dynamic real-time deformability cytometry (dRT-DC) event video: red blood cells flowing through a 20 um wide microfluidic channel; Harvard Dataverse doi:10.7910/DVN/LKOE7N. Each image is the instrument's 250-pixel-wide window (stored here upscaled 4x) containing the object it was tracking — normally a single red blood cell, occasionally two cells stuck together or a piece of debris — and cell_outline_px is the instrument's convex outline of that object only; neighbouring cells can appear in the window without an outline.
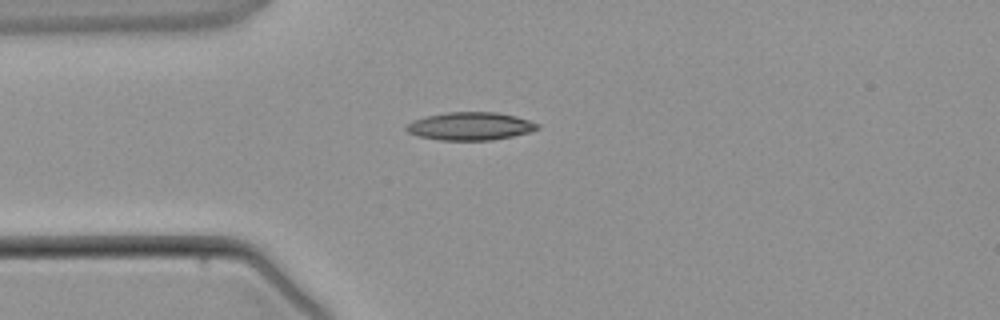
{"species": "common noctule bat (a hibernating species)", "species_latin": "Nyctalus noctula", "temperature_condition": "warm", "stored_images_in_passage": 1, "camera_frame_rate_fps": 3000, "um_per_image_px": 0.085, "animal": {"sex": "male", "body_mass_g": 21.5, "forearm_length_mm": 52.0}, "frame": {"image": 1, "passage_image": 1, "time_ms": 0.0, "image_size_px": [1000, 320], "cell_outline_px": [[540, 128], [532, 132], [492, 140], [440, 140], [420, 136], [408, 132], [404, 128], [412, 120], [428, 116], [448, 112], [496, 112], [516, 116], [540, 124]], "centroid_in_image_um": [40.01, 10.72], "position_along_channel_um": 45.0, "area_um2": 21.33}}